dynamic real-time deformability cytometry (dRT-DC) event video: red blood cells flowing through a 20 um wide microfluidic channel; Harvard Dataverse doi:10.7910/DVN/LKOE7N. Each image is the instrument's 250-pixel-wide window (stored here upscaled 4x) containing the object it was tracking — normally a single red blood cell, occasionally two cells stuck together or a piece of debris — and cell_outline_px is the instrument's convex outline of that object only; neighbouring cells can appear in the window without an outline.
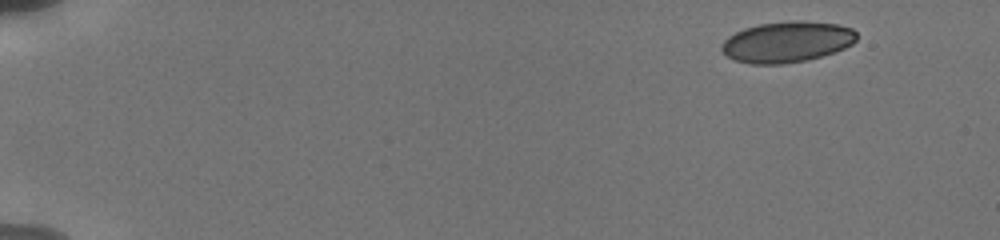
{"species": "human", "species_latin": "Homo sapiens", "temperature_condition": "cold", "stored_images_in_passage": 14, "camera_frame_rate_fps": 3000, "um_per_image_px": 0.085, "donor": {"sex": "male"}, "frame": {"image": 1, "passage_image": 1, "time_ms": 0.0, "image_size_px": [1000, 240], "cell_outline_px": [[856, 40], [852, 44], [844, 48], [820, 56], [804, 60], [784, 64], [752, 64], [736, 60], [728, 56], [720, 48], [720, 44], [728, 36], [744, 28], [760, 24], [792, 20], [800, 20], [836, 24], [852, 28], [856, 32]], "centroid_in_image_um": [66.87, 3.55], "position_along_channel_um": 18.1, "area_um2": 32.02}}
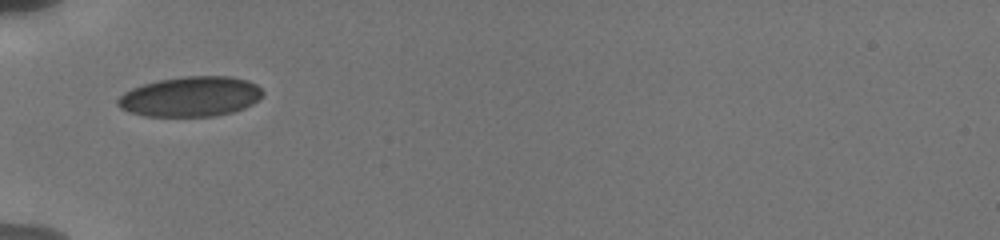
{"frame": {"image": 2, "passage_image": 10, "time_ms": 5.0, "image_size_px": [1000, 240], "cell_outline_px": [[264, 92], [252, 104], [244, 108], [232, 112], [212, 116], [144, 116], [128, 112], [120, 108], [116, 104], [116, 100], [124, 92], [132, 88], [156, 80], [184, 76], [232, 76], [248, 80], [256, 84]], "centroid_in_image_um": [16.17, 8.2], "position_along_channel_um": 68.8, "area_um2": 33.93}}
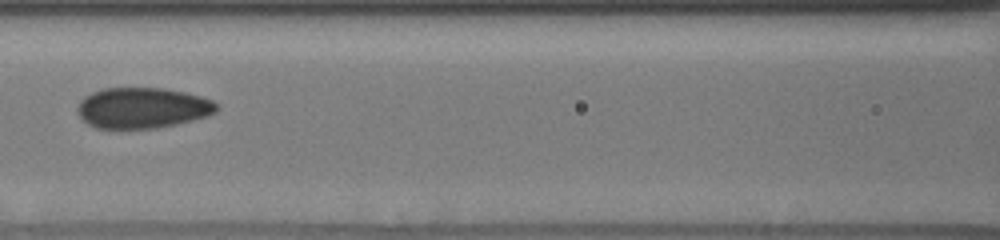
{"frame": {"image": 3, "passage_image": 13, "time_ms": 7.333, "image_size_px": [1000, 240], "cell_outline_px": [[220, 108], [216, 112], [208, 116], [176, 124], [156, 128], [96, 128], [88, 124], [76, 112], [76, 108], [80, 100], [84, 96], [92, 92], [104, 88], [160, 88], [184, 92], [200, 96], [212, 100]], "centroid_in_image_um": [12.09, 9.17], "position_along_channel_um": 154.5, "area_um2": 33.06}}